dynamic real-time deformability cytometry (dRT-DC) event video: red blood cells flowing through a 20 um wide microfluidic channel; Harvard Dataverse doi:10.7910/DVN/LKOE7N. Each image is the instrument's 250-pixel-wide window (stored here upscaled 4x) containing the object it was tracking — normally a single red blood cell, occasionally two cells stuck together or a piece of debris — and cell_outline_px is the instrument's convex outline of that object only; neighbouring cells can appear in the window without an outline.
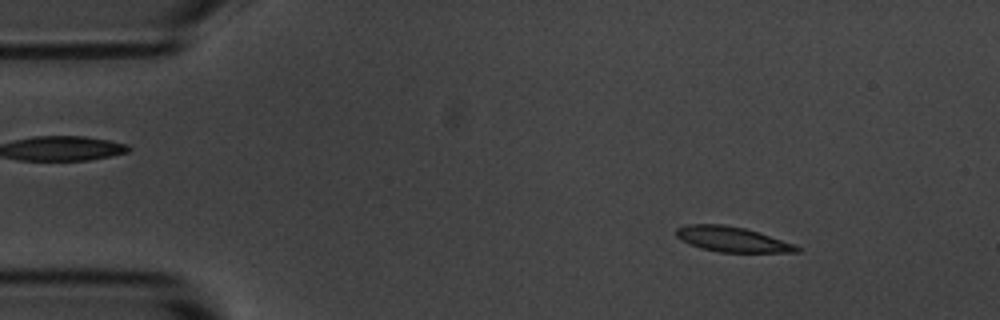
{"species": "common noctule bat (a hibernating species)", "species_latin": "Nyctalus noctula", "temperature_condition": "room temperature", "stored_images_in_passage": 54, "camera_frame_rate_fps": 3000, "um_per_image_px": 0.085, "animal": {"sex": "male", "body_mass_g": 20.1, "forearm_length_mm": 53.5}, "frame": {"image": 1, "passage_image": 7, "time_ms": 2.0, "image_size_px": [1000, 320], "cell_outline_px": [[804, 248], [800, 252], [720, 252], [700, 248], [688, 244], [680, 240], [676, 236], [676, 228], [688, 224], [724, 224], [744, 228], [760, 232], [796, 244]], "centroid_in_image_um": [62.27, 20.34], "position_along_channel_um": 22.7, "area_um2": 17.98}}
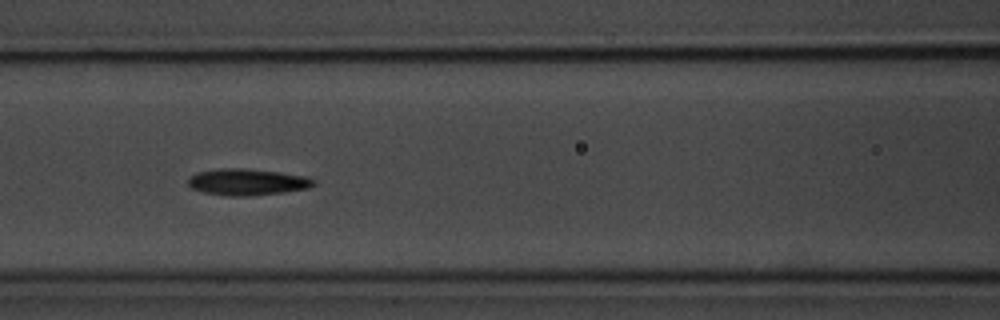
{"frame": {"image": 2, "passage_image": 23, "time_ms": 7.333, "image_size_px": [1000, 320], "cell_outline_px": [[316, 184], [308, 188], [284, 192], [248, 196], [228, 196], [200, 192], [192, 188], [188, 184], [188, 180], [196, 172], [220, 168], [244, 168], [280, 172], [308, 176], [316, 180]], "centroid_in_image_um": [21.03, 15.47], "position_along_channel_um": 145.6, "area_um2": 19.59}}
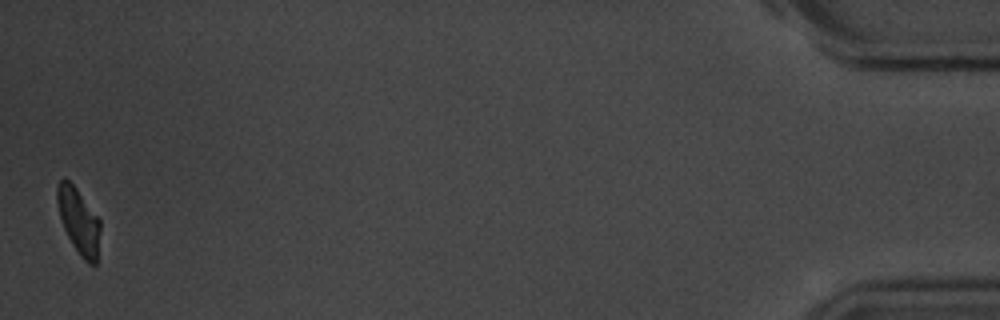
{"frame": {"image": 3, "passage_image": 54, "time_ms": 17.667, "image_size_px": [1000, 320], "cell_outline_px": [[100, 228], [96, 264], [88, 264], [80, 256], [72, 244], [64, 228], [60, 216], [56, 200], [56, 188], [60, 180], [64, 176], [76, 188], [100, 220]], "centroid_in_image_um": [6.67, 18.77], "position_along_channel_um": 428.5, "area_um2": 16.3}, "authors_computed_cell_mechanics": {"area_um2": 18.1203, "velocity_mm_per_s": 3.6409, "shape_relaxation_time_tau1_ms": 4.0572, "shape_relaxation_time_tau2_ms": null, "deformation_change_tau1": 0.1192, "deformation_change_tau2": null}}